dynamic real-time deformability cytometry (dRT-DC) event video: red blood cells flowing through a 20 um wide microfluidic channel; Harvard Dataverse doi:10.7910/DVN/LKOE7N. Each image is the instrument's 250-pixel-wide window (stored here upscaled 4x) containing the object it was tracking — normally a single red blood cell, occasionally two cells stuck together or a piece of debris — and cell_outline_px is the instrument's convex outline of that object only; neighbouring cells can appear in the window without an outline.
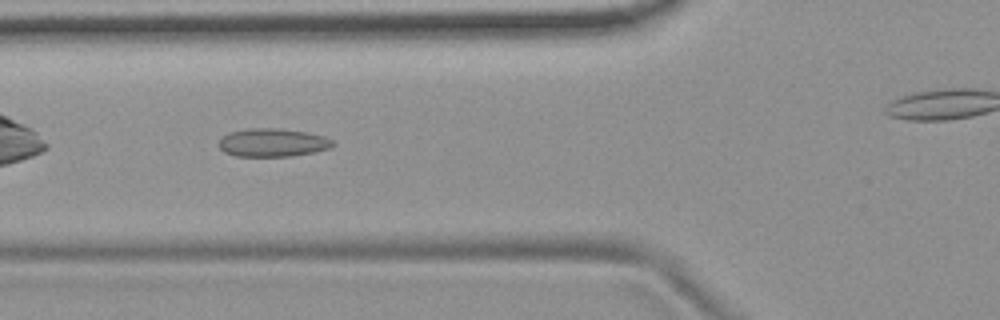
{"species": "common noctule bat (a hibernating species)", "species_latin": "Nyctalus noctula", "temperature_condition": "room temperature", "stored_images_in_passage": 30, "camera_frame_rate_fps": 3000, "um_per_image_px": 0.085, "animal": {"sex": "female", "body_mass_g": 19.9}, "frame": {"image": 1, "passage_image": 5, "time_ms": 1.333, "image_size_px": [1000, 320], "cell_outline_px": [[336, 144], [332, 148], [292, 156], [236, 156], [224, 152], [216, 144], [228, 132], [248, 128], [280, 128], [308, 132], [324, 136], [332, 140]], "centroid_in_image_um": [23.18, 12.11], "position_along_channel_um": 102.6, "area_um2": 18.96}}
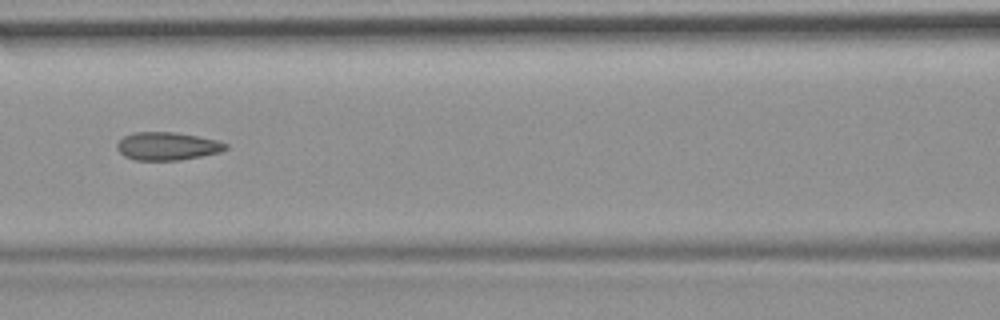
{"frame": {"image": 2, "passage_image": 9, "time_ms": 2.667, "image_size_px": [1000, 320], "cell_outline_px": [[228, 148], [220, 152], [180, 160], [136, 160], [124, 156], [116, 148], [116, 144], [124, 136], [136, 132], [176, 132], [216, 140], [228, 144]], "centroid_in_image_um": [14.21, 12.42], "position_along_channel_um": 152.4, "area_um2": 17.63}}
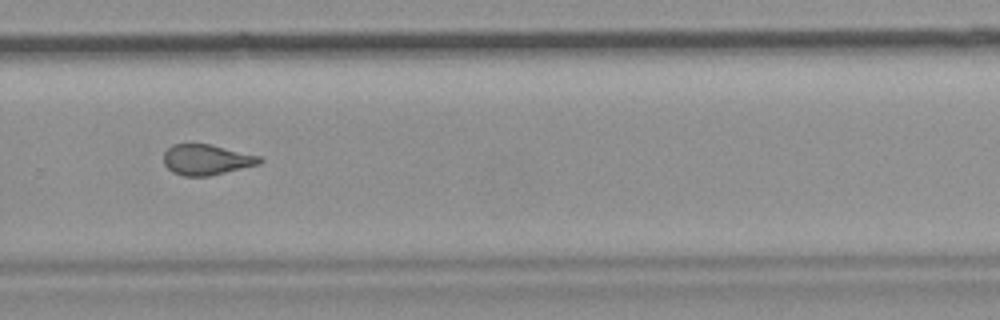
{"frame": {"image": 3, "passage_image": 22, "time_ms": 7.0, "image_size_px": [1000, 320], "cell_outline_px": [[264, 160], [260, 164], [208, 176], [184, 176], [172, 172], [164, 164], [164, 152], [172, 144], [208, 144], [260, 156]], "centroid_in_image_um": [17.54, 13.58], "position_along_channel_um": 312.3, "area_um2": 16.94}}